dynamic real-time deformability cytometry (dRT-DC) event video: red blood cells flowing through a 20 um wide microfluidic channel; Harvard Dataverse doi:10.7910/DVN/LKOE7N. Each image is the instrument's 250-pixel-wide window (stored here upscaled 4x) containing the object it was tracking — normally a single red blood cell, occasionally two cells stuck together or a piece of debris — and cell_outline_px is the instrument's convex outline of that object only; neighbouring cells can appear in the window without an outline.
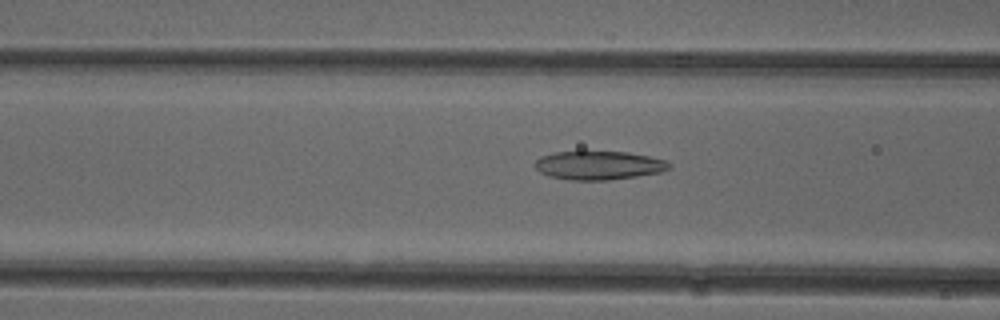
{"species": "common noctule bat (a hibernating species)", "species_latin": "Nyctalus noctula", "temperature_condition": "cold", "stored_images_in_passage": 41, "camera_frame_rate_fps": 3000, "um_per_image_px": 0.085, "animal": {"sex": "female"}, "frame": {"image": 1, "passage_image": 10, "time_ms": 3.0, "image_size_px": [1000, 320], "cell_outline_px": [[672, 168], [660, 172], [636, 176], [608, 180], [572, 180], [548, 176], [540, 172], [532, 164], [540, 156], [556, 152], [628, 152], [648, 156], [664, 160], [672, 164]], "centroid_in_image_um": [50.88, 14.06], "position_along_channel_um": 115.7, "area_um2": 22.37}}
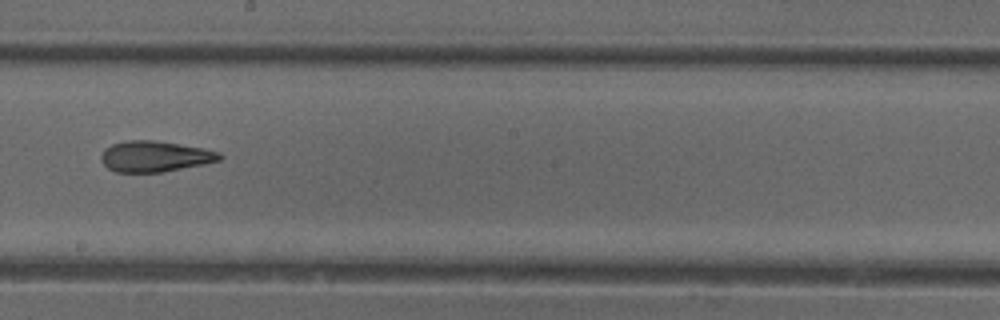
{"frame": {"image": 2, "passage_image": 19, "time_ms": 6.0, "image_size_px": [1000, 320], "cell_outline_px": [[224, 156], [220, 160], [204, 164], [160, 172], [116, 172], [108, 168], [100, 160], [100, 156], [104, 148], [112, 144], [128, 140], [156, 140], [204, 148], [220, 152]], "centroid_in_image_um": [13.16, 13.28], "position_along_channel_um": 235.0, "area_um2": 21.39}}
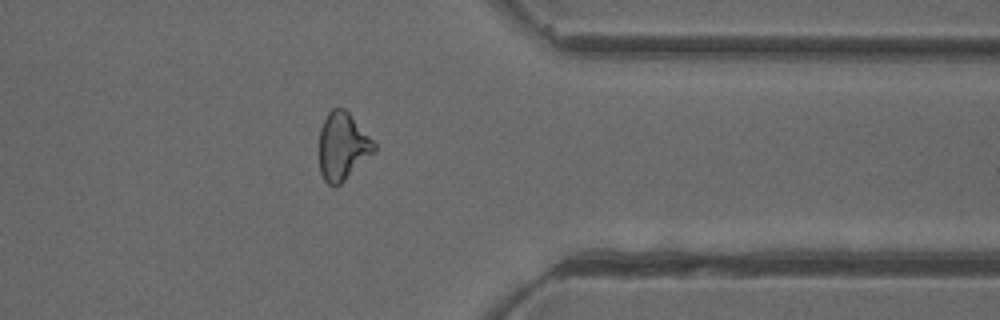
{"frame": {"image": 3, "passage_image": 31, "time_ms": 10.0, "image_size_px": [1000, 320], "cell_outline_px": [[376, 148], [336, 188], [328, 184], [324, 180], [320, 172], [320, 128], [328, 112], [332, 108], [344, 108], [348, 112], [376, 144]], "centroid_in_image_um": [29.08, 12.43], "position_along_channel_um": 382.3, "area_um2": 21.1}, "authors_computed_cell_mechanics": {"area_um2": 21.9062, "velocity_mm_per_s": 3.9679, "shape_relaxation_time_tau1_ms": 9.9727, "shape_relaxation_time_tau2_ms": 2.7259, "deformation_change_tau1": 0.2106, "deformation_change_tau2": 0.1182}}